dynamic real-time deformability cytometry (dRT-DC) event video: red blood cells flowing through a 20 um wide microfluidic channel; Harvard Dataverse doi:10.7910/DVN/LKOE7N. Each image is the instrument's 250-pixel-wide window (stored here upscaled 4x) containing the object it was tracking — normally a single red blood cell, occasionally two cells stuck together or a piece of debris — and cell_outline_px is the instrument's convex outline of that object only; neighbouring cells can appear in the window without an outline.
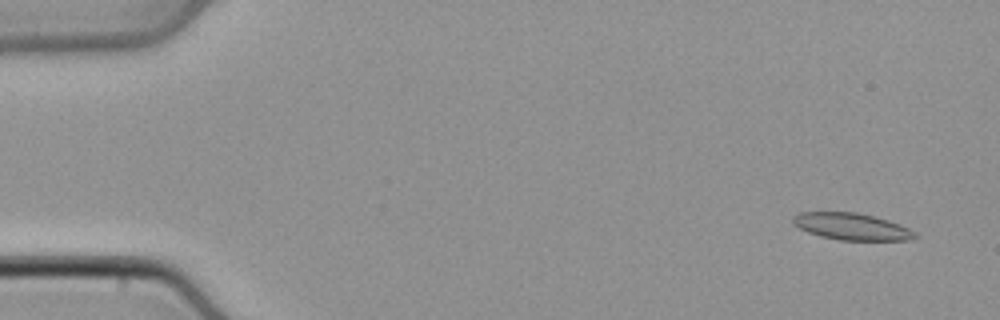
{"species": "common noctule bat (a hibernating species)", "species_latin": "Nyctalus noctula", "temperature_condition": "cold", "stored_images_in_passage": 49, "camera_frame_rate_fps": 3000, "um_per_image_px": 0.085, "animal": {"sex": "male", "body_mass_g": 21.5, "forearm_length_mm": 52.0}, "frame": {"image": 1, "passage_image": 3, "time_ms": 0.667, "image_size_px": [1000, 320], "cell_outline_px": [[920, 236], [908, 240], [840, 240], [820, 236], [808, 232], [792, 224], [792, 216], [800, 212], [856, 212], [888, 220], [900, 224], [908, 228]], "centroid_in_image_um": [72.37, 19.25], "position_along_channel_um": 12.6, "area_um2": 19.07}}
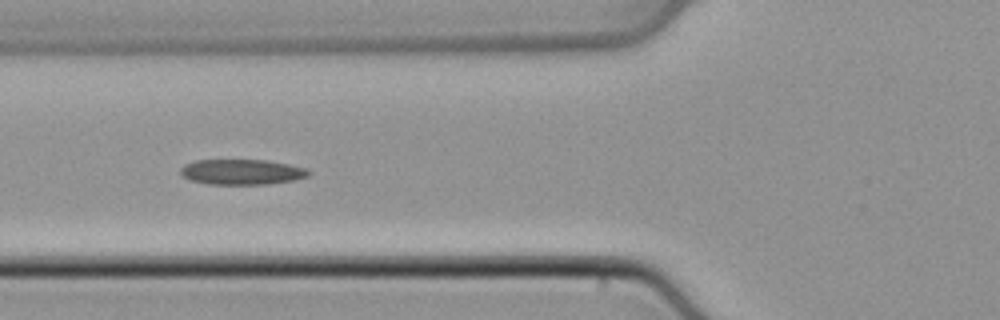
{"frame": {"image": 2, "passage_image": 19, "time_ms": 6.0, "image_size_px": [1000, 320], "cell_outline_px": [[312, 172], [308, 176], [292, 180], [268, 184], [208, 184], [192, 180], [184, 176], [180, 172], [180, 168], [184, 164], [196, 160], [264, 160], [288, 164], [304, 168]], "centroid_in_image_um": [20.54, 14.61], "position_along_channel_um": 105.3, "area_um2": 18.73}}
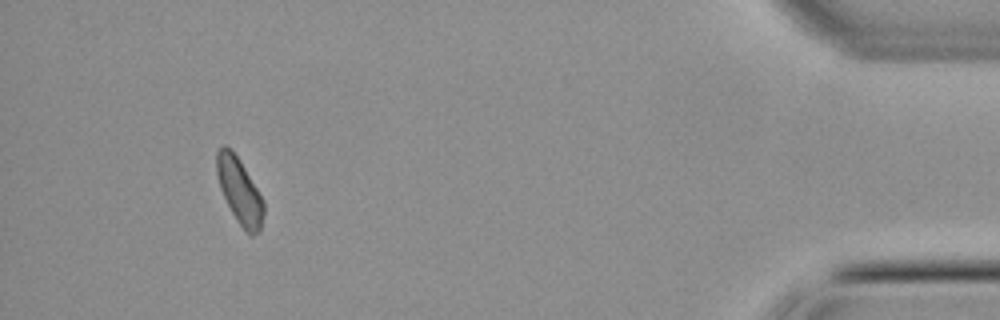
{"frame": {"image": 3, "passage_image": 46, "time_ms": 15.0, "image_size_px": [1000, 320], "cell_outline_px": [[264, 212], [260, 232], [252, 236], [240, 224], [232, 212], [220, 188], [216, 172], [216, 152], [224, 144], [236, 156], [244, 168], [264, 200]], "centroid_in_image_um": [20.37, 16.24], "position_along_channel_um": 414.8, "area_um2": 17.51}}